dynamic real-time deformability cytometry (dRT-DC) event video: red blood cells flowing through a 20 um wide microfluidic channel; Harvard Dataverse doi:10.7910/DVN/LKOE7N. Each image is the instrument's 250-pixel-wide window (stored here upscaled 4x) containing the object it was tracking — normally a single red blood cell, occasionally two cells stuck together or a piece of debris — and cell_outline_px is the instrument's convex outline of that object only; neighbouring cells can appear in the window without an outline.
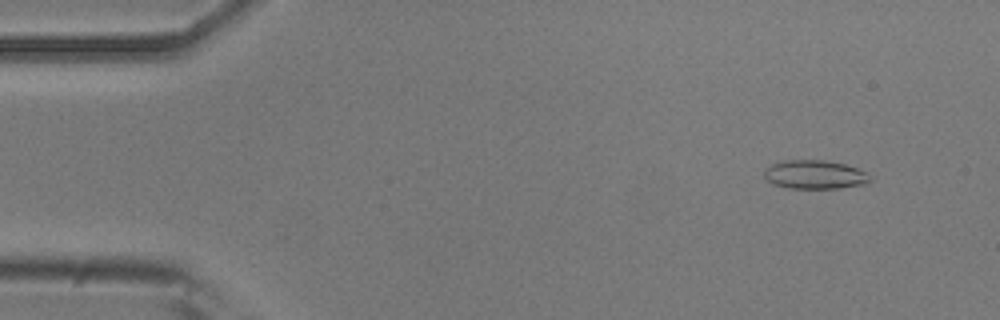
{"species": "common noctule bat (a hibernating species)", "species_latin": "Nyctalus noctula", "temperature_condition": "room temperature", "stored_images_in_passage": 53, "camera_frame_rate_fps": 3000, "um_per_image_px": 0.085, "animal": {"sex": "male", "body_mass_g": 20.5, "forearm_length_mm": 52.5}, "frame": {"image": 1, "passage_image": 5, "time_ms": 1.333, "image_size_px": [1000, 320], "cell_outline_px": [[872, 180], [864, 184], [840, 188], [788, 188], [772, 184], [764, 176], [764, 168], [772, 164], [784, 160], [824, 160], [844, 164], [856, 168], [872, 176]], "centroid_in_image_um": [69.24, 14.84], "position_along_channel_um": 15.8, "area_um2": 17.74}}
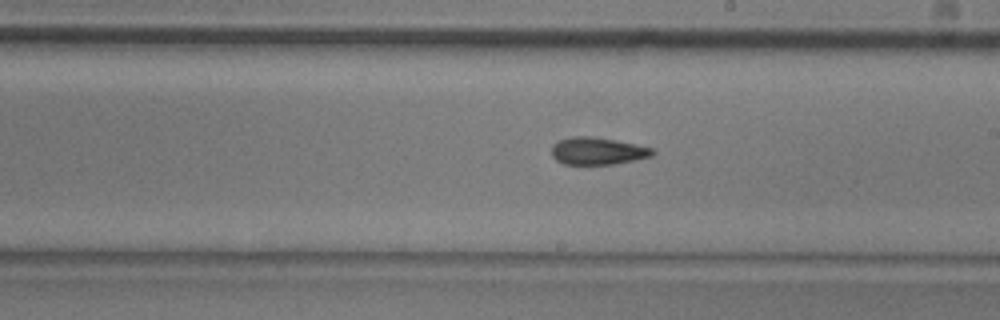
{"frame": {"image": 2, "passage_image": 30, "time_ms": 9.667, "image_size_px": [1000, 320], "cell_outline_px": [[656, 152], [652, 156], [616, 164], [564, 164], [556, 160], [552, 156], [552, 144], [560, 140], [572, 136], [592, 136], [616, 140], [636, 144], [652, 148]], "centroid_in_image_um": [50.8, 12.83], "position_along_channel_um": 238.2, "area_um2": 16.13}}
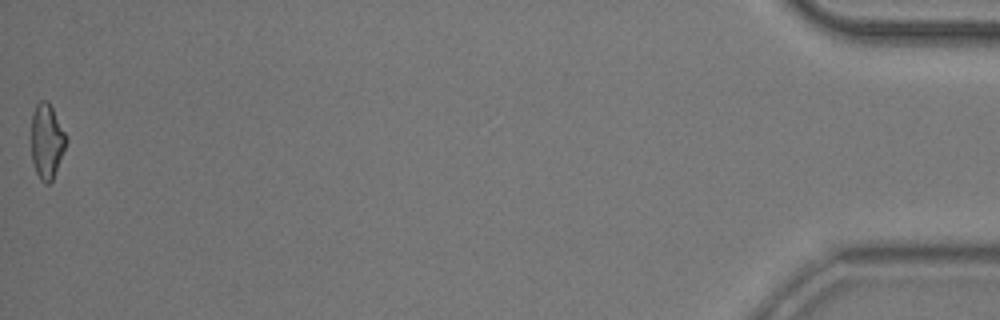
{"frame": {"image": 3, "passage_image": 53, "time_ms": 17.333, "image_size_px": [1000, 320], "cell_outline_px": [[68, 140], [52, 180], [48, 184], [44, 184], [40, 180], [36, 172], [32, 160], [32, 112], [36, 104], [40, 100], [48, 100]], "centroid_in_image_um": [3.96, 12.0], "position_along_channel_um": 431.2, "area_um2": 15.03}, "authors_computed_cell_mechanics": {"area_um2": 16.2418, "velocity_mm_per_s": 3.8285, "shape_relaxation_time_tau1_ms": 6.5079, "shape_relaxation_time_tau2_ms": 7.1456, "deformation_change_tau1": 0.1439, "deformation_change_tau2": 0.1595}}